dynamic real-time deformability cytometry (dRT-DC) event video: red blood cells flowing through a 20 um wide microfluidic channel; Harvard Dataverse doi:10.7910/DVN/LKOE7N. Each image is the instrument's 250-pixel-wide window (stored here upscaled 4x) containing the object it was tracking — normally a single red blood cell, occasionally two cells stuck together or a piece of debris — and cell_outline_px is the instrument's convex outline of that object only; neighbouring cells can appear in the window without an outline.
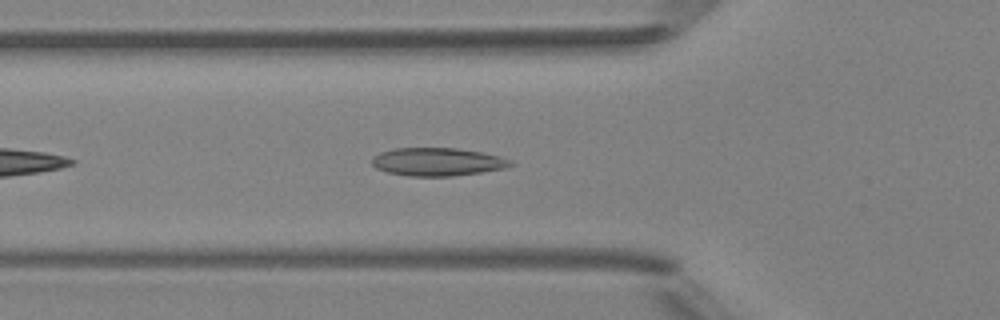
{"species": "Egyptian fruit bat (a non-hibernating species)", "species_latin": "Rousettus aegyptiacus", "temperature_condition": "room temperature", "stored_images_in_passage": 34, "camera_frame_rate_fps": 3000, "um_per_image_px": 0.085, "animal": {"sex": "female"}, "frame": {"image": 1, "passage_image": 6, "time_ms": 1.667, "image_size_px": [1000, 320], "cell_outline_px": [[512, 164], [504, 168], [480, 172], [452, 176], [408, 176], [388, 172], [376, 168], [372, 164], [372, 156], [380, 152], [396, 148], [456, 148], [480, 152], [500, 156], [512, 160]], "centroid_in_image_um": [37.15, 13.75], "position_along_channel_um": 88.6, "area_um2": 22.54}}
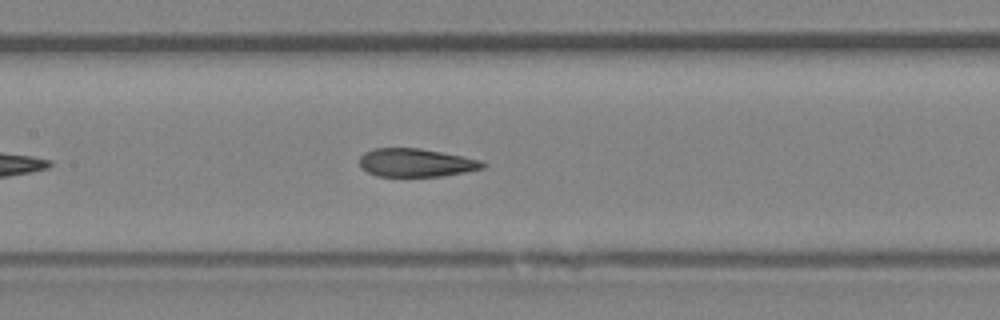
{"frame": {"image": 2, "passage_image": 12, "time_ms": 3.667, "image_size_px": [1000, 320], "cell_outline_px": [[488, 164], [484, 168], [444, 176], [376, 176], [368, 172], [360, 164], [360, 156], [364, 152], [372, 148], [420, 148], [480, 160]], "centroid_in_image_um": [35.35, 13.83], "position_along_channel_um": 172.0, "area_um2": 20.17}}
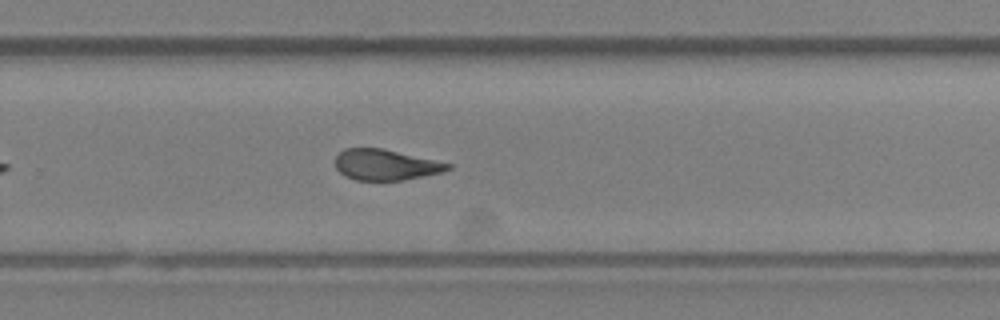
{"frame": {"image": 3, "passage_image": 21, "time_ms": 6.667, "image_size_px": [1000, 320], "cell_outline_px": [[452, 168], [440, 172], [404, 180], [356, 180], [344, 176], [336, 168], [336, 156], [344, 148], [384, 148], [452, 164]], "centroid_in_image_um": [32.76, 14.0], "position_along_channel_um": 297.0, "area_um2": 20.11}, "authors_computed_cell_mechanics": {"area_um2": 21.2126, "velocity_mm_per_s": 4.1852, "shape_relaxation_time_tau1_ms": null, "shape_relaxation_time_tau2_ms": 1.8287, "deformation_change_tau1": null, "deformation_change_tau2": 0.0961}}